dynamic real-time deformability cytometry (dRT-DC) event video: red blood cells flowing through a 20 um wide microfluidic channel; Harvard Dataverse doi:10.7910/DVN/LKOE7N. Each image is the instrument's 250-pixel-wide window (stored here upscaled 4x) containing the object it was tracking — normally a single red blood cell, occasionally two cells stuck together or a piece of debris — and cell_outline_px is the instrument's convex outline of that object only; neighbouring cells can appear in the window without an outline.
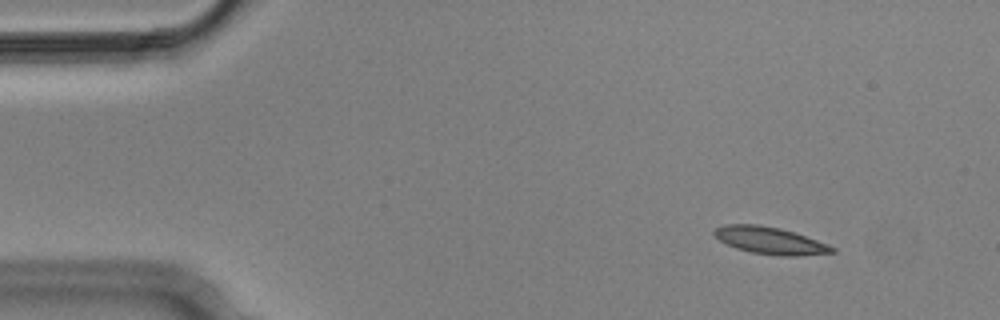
{"species": "Egyptian fruit bat (a non-hibernating species)", "species_latin": "Rousettus aegyptiacus", "temperature_condition": "cold", "stored_images_in_passage": 7, "camera_frame_rate_fps": 3000, "um_per_image_px": 0.085, "animal": {"sex": "male"}, "frame": {"image": 1, "passage_image": 2, "time_ms": 0.333, "image_size_px": [1000, 320], "cell_outline_px": [[836, 252], [800, 256], [780, 256], [752, 252], [736, 248], [720, 240], [712, 232], [716, 228], [724, 224], [756, 224], [780, 228], [796, 232], [828, 244], [836, 248]], "centroid_in_image_um": [65.5, 20.44], "position_along_channel_um": 19.5, "area_um2": 18.67}}
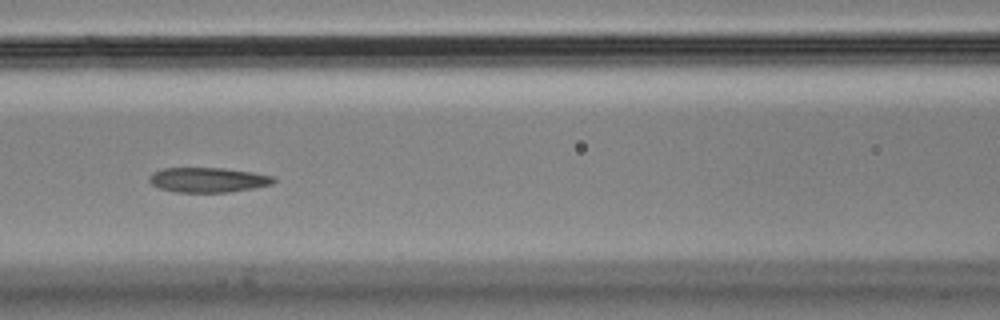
{"frame": {"image": 2, "passage_image": 7, "time_ms": 2.0, "image_size_px": [1000, 320], "cell_outline_px": [[276, 180], [272, 184], [256, 188], [228, 192], [176, 192], [160, 188], [152, 184], [148, 180], [148, 176], [152, 172], [160, 168], [224, 168], [252, 172], [272, 176]], "centroid_in_image_um": [17.66, 15.28], "position_along_channel_um": 148.9, "area_um2": 18.09}}